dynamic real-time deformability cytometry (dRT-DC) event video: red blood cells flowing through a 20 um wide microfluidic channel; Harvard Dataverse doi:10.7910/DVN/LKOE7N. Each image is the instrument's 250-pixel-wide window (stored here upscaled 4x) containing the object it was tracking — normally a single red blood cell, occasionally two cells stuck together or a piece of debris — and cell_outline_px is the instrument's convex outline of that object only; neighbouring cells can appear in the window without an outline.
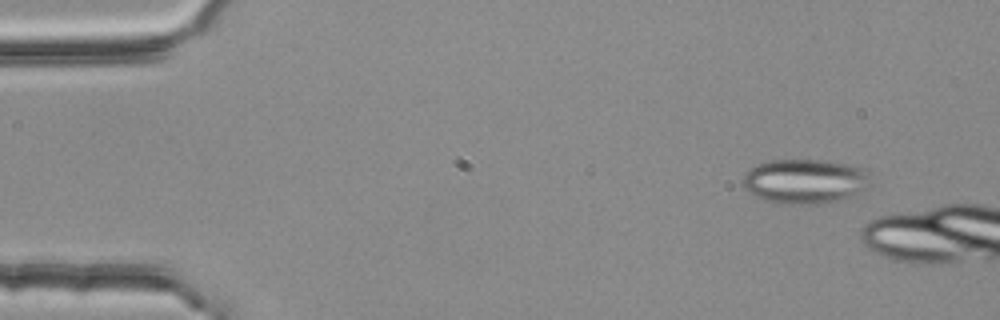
{"species": "common noctule bat (a hibernating species)", "species_latin": "Nyctalus noctula", "temperature_condition": "room temperature", "stored_images_in_passage": 5, "camera_frame_rate_fps": 3000, "um_per_image_px": 0.085, "animal": {"sex": "female", "body_mass_g": 25.1}, "frame": {"image": 1, "passage_image": 1, "time_ms": 0.0, "image_size_px": [1000, 320], "cell_outline_px": [[868, 188], [852, 196], [840, 200], [820, 204], [788, 204], [764, 200], [748, 192], [744, 188], [740, 180], [748, 168], [764, 160], [824, 160], [848, 164], [864, 168], [868, 172]], "centroid_in_image_um": [68.37, 15.4], "position_along_channel_um": 16.6, "area_um2": 33.64}}